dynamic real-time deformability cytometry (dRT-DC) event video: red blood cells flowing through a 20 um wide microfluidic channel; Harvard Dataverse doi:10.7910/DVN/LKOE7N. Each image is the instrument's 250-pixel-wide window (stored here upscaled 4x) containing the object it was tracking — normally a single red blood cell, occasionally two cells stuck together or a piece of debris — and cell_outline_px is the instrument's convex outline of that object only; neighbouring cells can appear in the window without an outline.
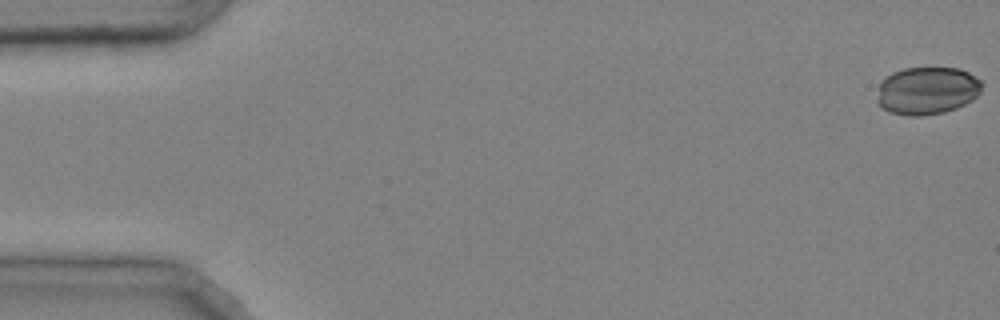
{"species": "common noctule bat (a hibernating species)", "species_latin": "Nyctalus noctula", "temperature_condition": "cold", "stored_images_in_passage": 44, "camera_frame_rate_fps": 3000, "um_per_image_px": 0.085, "animal": {"sex": "male", "body_mass_g": 20.4}, "frame": {"image": 1, "passage_image": 1, "time_ms": 0.0, "image_size_px": [1000, 320], "cell_outline_px": [[984, 84], [980, 92], [972, 100], [956, 108], [944, 112], [920, 116], [908, 116], [888, 112], [876, 100], [880, 84], [892, 72], [904, 68], [960, 68], [968, 72], [980, 80]], "centroid_in_image_um": [78.82, 7.71], "position_along_channel_um": 6.2, "area_um2": 29.13}}
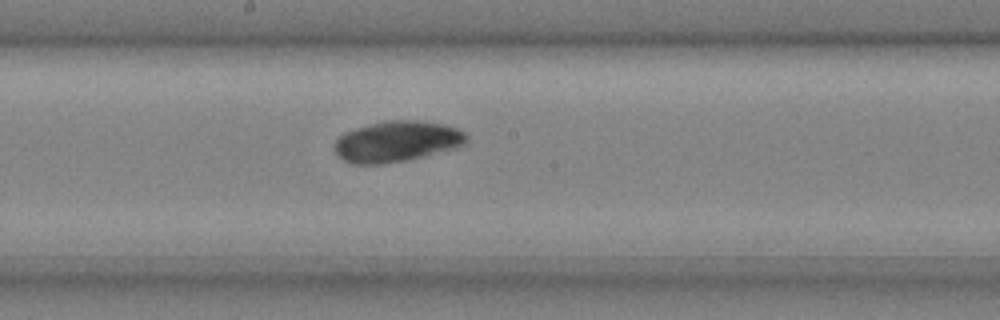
{"frame": {"image": 2, "passage_image": 27, "time_ms": 8.667, "image_size_px": [1000, 320], "cell_outline_px": [[468, 140], [464, 144], [456, 148], [408, 160], [384, 164], [352, 164], [344, 160], [336, 152], [336, 140], [344, 132], [356, 128], [384, 120], [420, 120], [444, 124], [456, 128], [464, 132], [468, 136]], "centroid_in_image_um": [33.76, 12.02], "position_along_channel_um": 214.4, "area_um2": 31.44}}
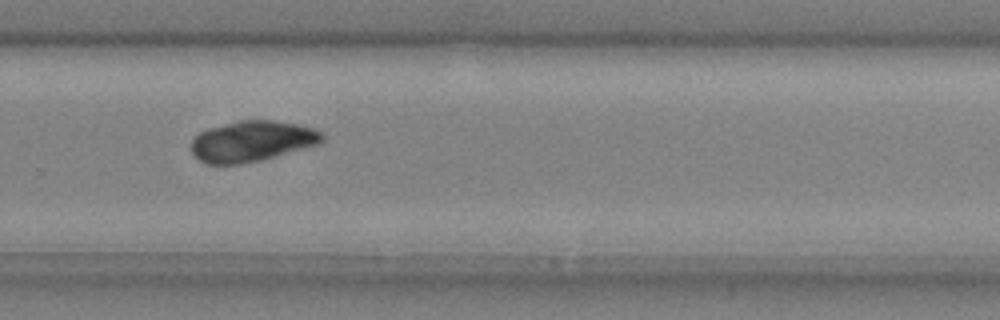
{"frame": {"image": 3, "passage_image": 34, "time_ms": 11.0, "image_size_px": [1000, 320], "cell_outline_px": [[324, 140], [320, 144], [264, 160], [240, 164], [208, 164], [200, 160], [192, 152], [192, 140], [200, 132], [208, 128], [236, 120], [272, 120], [296, 124], [312, 128], [320, 132], [324, 136]], "centroid_in_image_um": [21.44, 12.01], "position_along_channel_um": 308.4, "area_um2": 31.21}}